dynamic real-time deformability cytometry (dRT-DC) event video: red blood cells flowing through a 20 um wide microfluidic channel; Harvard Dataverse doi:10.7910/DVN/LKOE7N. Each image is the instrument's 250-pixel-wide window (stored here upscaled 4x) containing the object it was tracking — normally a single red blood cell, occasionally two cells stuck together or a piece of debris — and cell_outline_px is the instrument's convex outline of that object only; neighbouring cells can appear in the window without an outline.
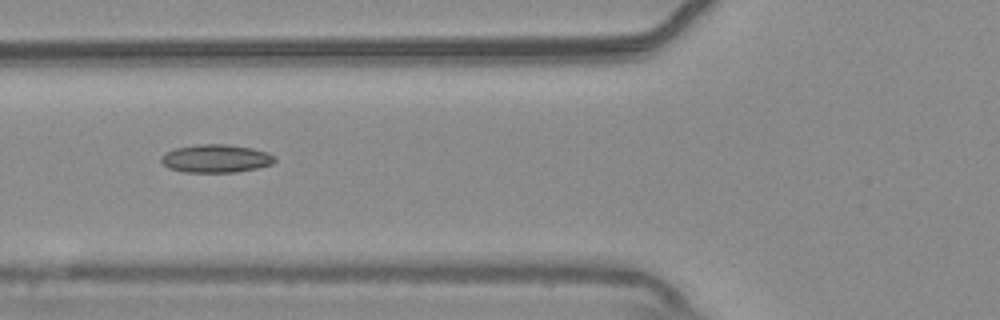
{"species": "common noctule bat (a hibernating species)", "species_latin": "Nyctalus noctula", "temperature_condition": "warm", "stored_images_in_passage": 41, "camera_frame_rate_fps": 3000, "um_per_image_px": 0.085, "animal": {"sex": "male", "body_mass_g": 20.4}, "frame": {"image": 1, "passage_image": 7, "time_ms": 2.0, "image_size_px": [1000, 320], "cell_outline_px": [[276, 160], [272, 164], [256, 168], [236, 172], [184, 172], [168, 168], [160, 160], [160, 156], [164, 152], [176, 148], [196, 144], [224, 144], [252, 148], [268, 152], [276, 156]], "centroid_in_image_um": [18.34, 13.47], "position_along_channel_um": 107.5, "area_um2": 18.73}}
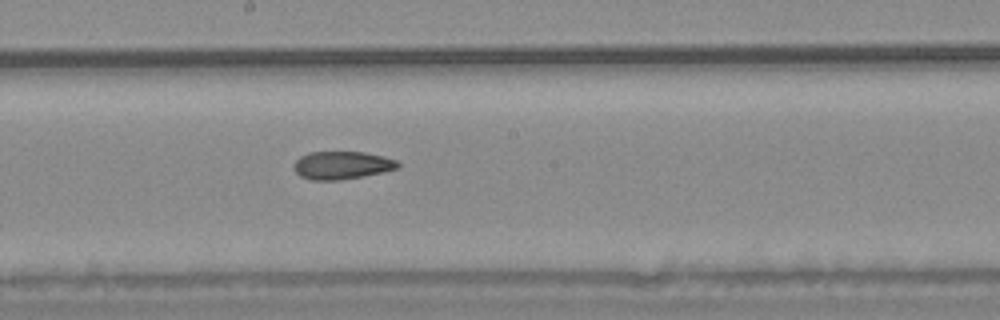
{"frame": {"image": 2, "passage_image": 16, "time_ms": 5.0, "image_size_px": [1000, 320], "cell_outline_px": [[400, 168], [384, 172], [340, 180], [312, 180], [300, 176], [296, 172], [296, 160], [300, 156], [308, 152], [364, 152], [384, 156], [396, 160], [400, 164]], "centroid_in_image_um": [29.11, 14.04], "position_along_channel_um": 219.1, "area_um2": 16.88}}
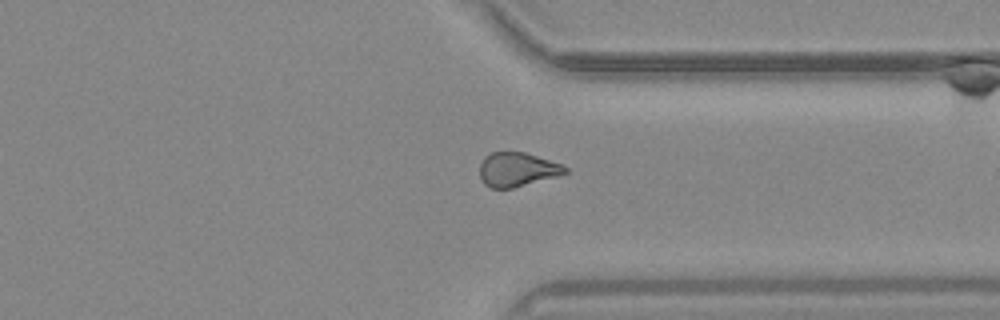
{"frame": {"image": 3, "passage_image": 28, "time_ms": 9.0, "image_size_px": [1000, 320], "cell_outline_px": [[568, 172], [560, 176], [512, 188], [492, 188], [484, 184], [480, 176], [480, 164], [484, 156], [492, 152], [524, 152], [564, 164], [568, 168]], "centroid_in_image_um": [44.0, 14.4], "position_along_channel_um": 367.4, "area_um2": 17.17}, "authors_computed_cell_mechanics": {"area_um2": 17.629, "velocity_mm_per_s": 3.7083, "shape_relaxation_time_tau1_ms": null, "shape_relaxation_time_tau2_ms": 2.6486, "deformation_change_tau1": null, "deformation_change_tau2": 0.0971}}